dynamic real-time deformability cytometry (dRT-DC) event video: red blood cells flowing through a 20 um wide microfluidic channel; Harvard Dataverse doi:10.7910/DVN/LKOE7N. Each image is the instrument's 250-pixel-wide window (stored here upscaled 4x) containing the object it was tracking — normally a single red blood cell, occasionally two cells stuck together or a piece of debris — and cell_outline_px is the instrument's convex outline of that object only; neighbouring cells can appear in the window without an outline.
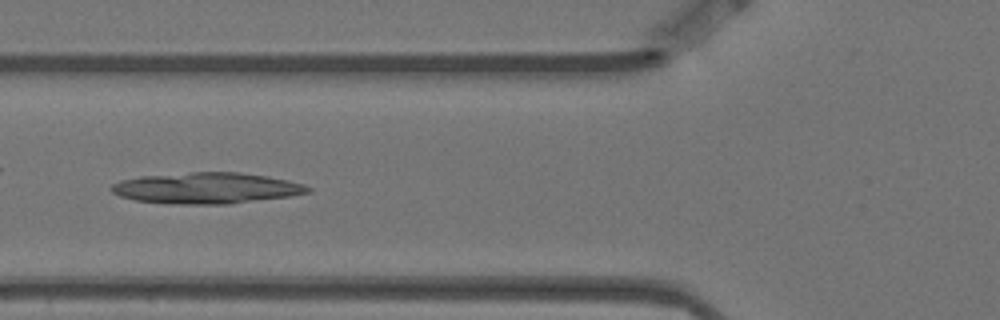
{"species": "Egyptian fruit bat (a non-hibernating species)", "species_latin": "Rousettus aegyptiacus", "temperature_condition": "warm", "stored_images_in_passage": 14, "camera_frame_rate_fps": 3000, "um_per_image_px": 0.085, "animal": {"sex": "female"}, "frame": {"image": 1, "passage_image": 5, "time_ms": 1.333, "image_size_px": [1000, 320], "cell_outline_px": [[312, 192], [288, 196], [228, 204], [172, 204], [136, 200], [120, 196], [112, 192], [108, 188], [112, 184], [120, 180], [140, 176], [192, 172], [240, 172], [268, 176], [288, 180], [304, 184], [312, 188]], "centroid_in_image_um": [17.55, 15.98], "position_along_channel_um": 108.3, "area_um2": 35.66}}
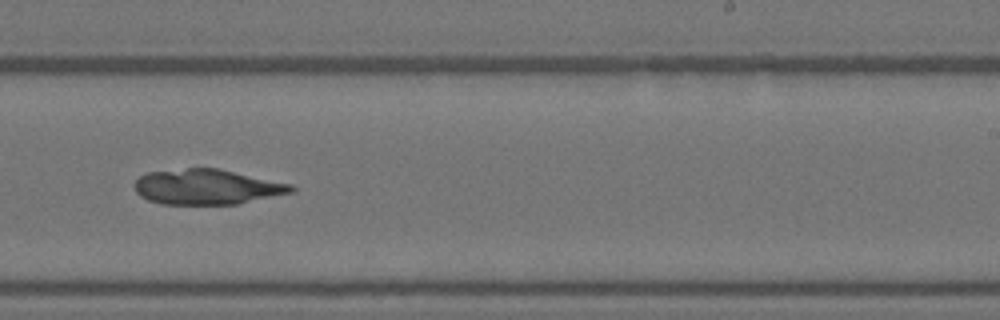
{"frame": {"image": 2, "passage_image": 9, "time_ms": 2.667, "image_size_px": [1000, 320], "cell_outline_px": [[296, 188], [292, 192], [236, 204], [160, 204], [148, 200], [140, 196], [136, 192], [136, 180], [140, 176], [148, 172], [188, 168], [220, 168], [292, 184]], "centroid_in_image_um": [17.59, 15.88], "position_along_channel_um": 271.4, "area_um2": 32.08}}
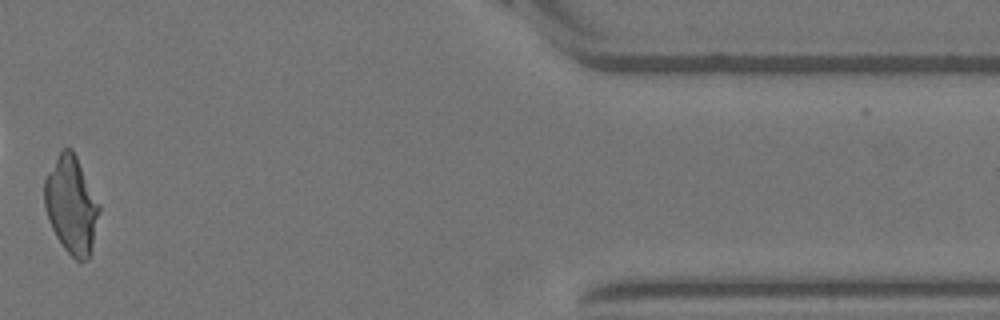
{"frame": {"image": 3, "passage_image": 13, "time_ms": 4.0, "image_size_px": [1000, 320], "cell_outline_px": [[100, 212], [88, 260], [76, 260], [64, 248], [56, 236], [48, 220], [44, 204], [44, 180], [48, 172], [60, 152], [64, 148], [72, 148], [100, 204]], "centroid_in_image_um": [6.06, 17.42], "position_along_channel_um": 405.3, "area_um2": 30.69}}